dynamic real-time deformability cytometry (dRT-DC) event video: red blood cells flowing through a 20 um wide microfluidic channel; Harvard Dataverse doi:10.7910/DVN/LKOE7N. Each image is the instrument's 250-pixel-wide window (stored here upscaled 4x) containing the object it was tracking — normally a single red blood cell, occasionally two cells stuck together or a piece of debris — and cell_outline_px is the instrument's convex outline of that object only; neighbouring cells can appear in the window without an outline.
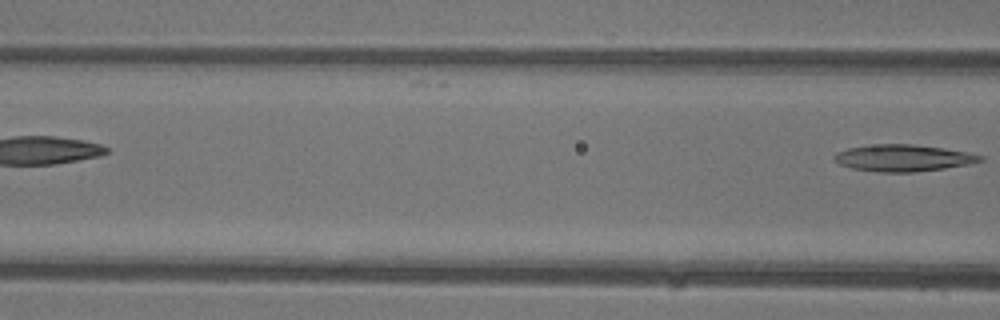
{"species": "common noctule bat (a hibernating species)", "species_latin": "Nyctalus noctula", "temperature_condition": "warm", "stored_images_in_passage": 7, "camera_frame_rate_fps": 3000, "um_per_image_px": 0.085, "animal": {"sex": "female"}, "frame": {"image": 1, "passage_image": 7, "time_ms": 8.667, "image_size_px": [1000, 320], "cell_outline_px": [[984, 160], [968, 164], [944, 168], [916, 172], [876, 172], [852, 168], [840, 164], [832, 156], [836, 152], [848, 148], [868, 144], [912, 144], [944, 148], [972, 152], [984, 156]], "centroid_in_image_um": [76.79, 13.42], "position_along_channel_um": 89.8, "area_um2": 22.95}}